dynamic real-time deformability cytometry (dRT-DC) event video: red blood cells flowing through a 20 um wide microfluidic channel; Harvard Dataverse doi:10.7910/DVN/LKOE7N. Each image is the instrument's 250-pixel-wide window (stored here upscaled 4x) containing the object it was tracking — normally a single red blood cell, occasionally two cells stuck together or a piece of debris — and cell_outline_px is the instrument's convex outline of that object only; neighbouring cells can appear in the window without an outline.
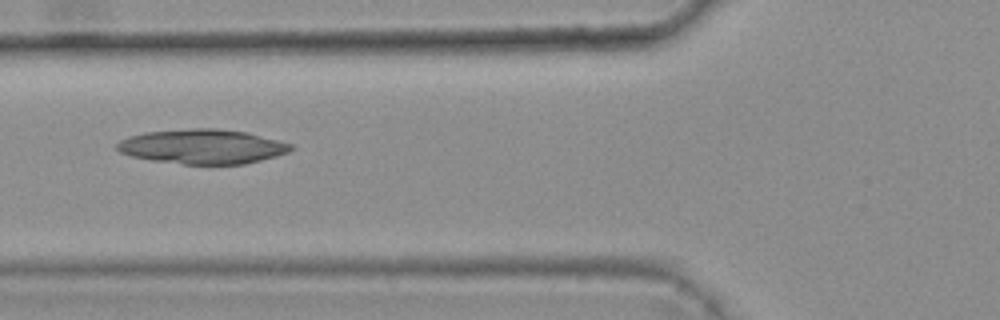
{"species": "common noctule bat (a hibernating species)", "species_latin": "Nyctalus noctula", "temperature_condition": "warm", "stored_images_in_passage": 7, "camera_frame_rate_fps": 3000, "um_per_image_px": 0.085, "animal": {"sex": "female", "body_mass_g": 25.1}, "frame": {"image": 1, "passage_image": 5, "time_ms": 1.333, "image_size_px": [1000, 320], "cell_outline_px": [[296, 148], [288, 152], [276, 156], [244, 164], [184, 164], [152, 160], [132, 156], [120, 152], [116, 148], [116, 144], [120, 140], [128, 136], [144, 132], [192, 128], [216, 128], [244, 132], [292, 144]], "centroid_in_image_um": [17.18, 12.45], "position_along_channel_um": 108.6, "area_um2": 34.85}}
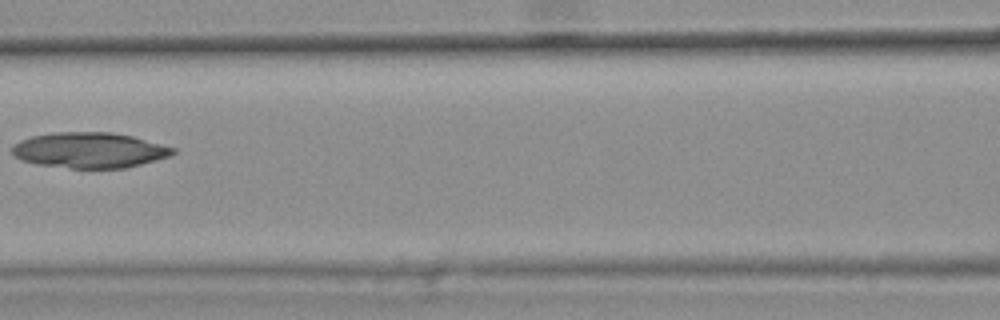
{"frame": {"image": 2, "passage_image": 6, "time_ms": 1.667, "image_size_px": [1000, 320], "cell_outline_px": [[176, 152], [168, 156], [156, 160], [124, 168], [68, 168], [36, 164], [20, 160], [12, 152], [12, 148], [20, 140], [32, 136], [56, 132], [112, 132], [132, 136], [176, 148]], "centroid_in_image_um": [7.6, 12.76], "position_along_channel_um": 159.0, "area_um2": 33.18}}